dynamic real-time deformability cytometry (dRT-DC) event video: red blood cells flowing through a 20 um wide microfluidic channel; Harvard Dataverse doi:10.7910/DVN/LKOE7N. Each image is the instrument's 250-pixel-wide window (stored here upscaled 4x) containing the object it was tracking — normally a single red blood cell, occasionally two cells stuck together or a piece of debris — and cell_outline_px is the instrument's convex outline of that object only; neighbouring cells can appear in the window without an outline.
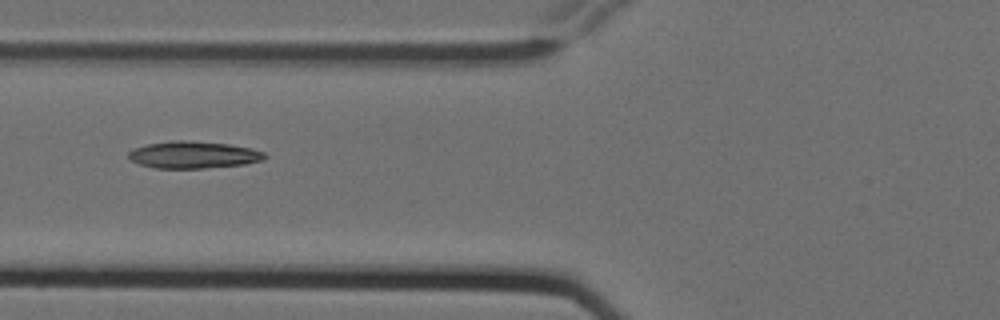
{"species": "Egyptian fruit bat (a non-hibernating species)", "species_latin": "Rousettus aegyptiacus", "temperature_condition": "cold", "stored_images_in_passage": 8, "camera_frame_rate_fps": 3000, "um_per_image_px": 0.085, "animal": {"sex": "female"}, "frame": {"image": 1, "passage_image": 7, "time_ms": 2.0, "image_size_px": [1000, 320], "cell_outline_px": [[268, 156], [264, 160], [244, 164], [204, 168], [156, 168], [140, 164], [132, 160], [128, 156], [128, 152], [132, 148], [148, 144], [172, 140], [184, 140], [228, 144], [252, 148], [264, 152]], "centroid_in_image_um": [16.46, 13.15], "position_along_channel_um": 109.3, "area_um2": 21.44}}
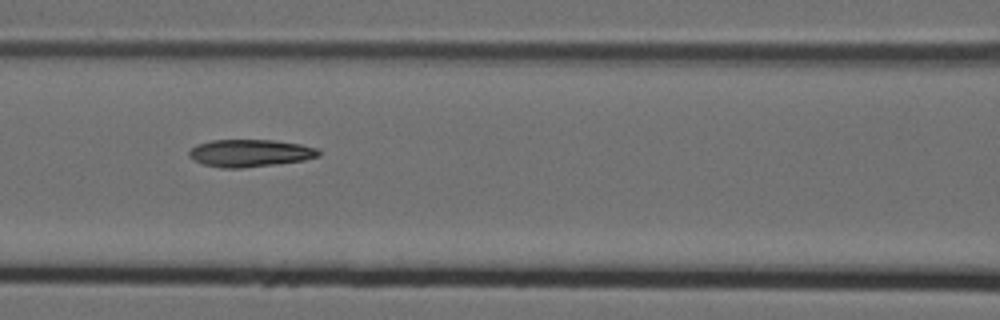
{"frame": {"image": 2, "passage_image": 8, "time_ms": 2.333, "image_size_px": [1000, 320], "cell_outline_px": [[320, 156], [304, 160], [276, 164], [240, 168], [220, 168], [204, 164], [192, 160], [188, 156], [188, 152], [196, 144], [212, 140], [276, 140], [300, 144], [316, 148], [320, 152]], "centroid_in_image_um": [21.23, 13.01], "position_along_channel_um": 145.4, "area_um2": 20.75}}